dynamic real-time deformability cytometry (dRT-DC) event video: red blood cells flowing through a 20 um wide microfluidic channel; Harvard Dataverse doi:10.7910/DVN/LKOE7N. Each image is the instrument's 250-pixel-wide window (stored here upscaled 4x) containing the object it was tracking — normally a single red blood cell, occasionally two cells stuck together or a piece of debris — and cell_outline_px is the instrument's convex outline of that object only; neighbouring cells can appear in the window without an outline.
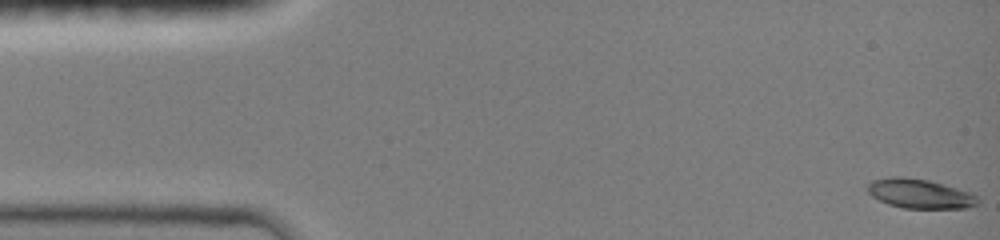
{"species": "common noctule bat (a hibernating species)", "species_latin": "Nyctalus noctula", "temperature_condition": "room temperature", "stored_images_in_passage": 31, "camera_frame_rate_fps": 3000, "um_per_image_px": 0.085, "animal": {"sex": "female", "body_mass_g": 19.0, "forearm_length_mm": 51.5}, "frame": {"image": 1, "passage_image": 1, "time_ms": 0.0, "image_size_px": [1000, 240], "cell_outline_px": [[980, 204], [968, 208], [904, 208], [888, 204], [872, 196], [868, 192], [868, 184], [872, 180], [892, 176], [900, 176], [928, 180], [956, 188], [968, 192], [976, 196], [980, 200]], "centroid_in_image_um": [78.19, 16.47], "position_along_channel_um": 6.8, "area_um2": 18.79}}